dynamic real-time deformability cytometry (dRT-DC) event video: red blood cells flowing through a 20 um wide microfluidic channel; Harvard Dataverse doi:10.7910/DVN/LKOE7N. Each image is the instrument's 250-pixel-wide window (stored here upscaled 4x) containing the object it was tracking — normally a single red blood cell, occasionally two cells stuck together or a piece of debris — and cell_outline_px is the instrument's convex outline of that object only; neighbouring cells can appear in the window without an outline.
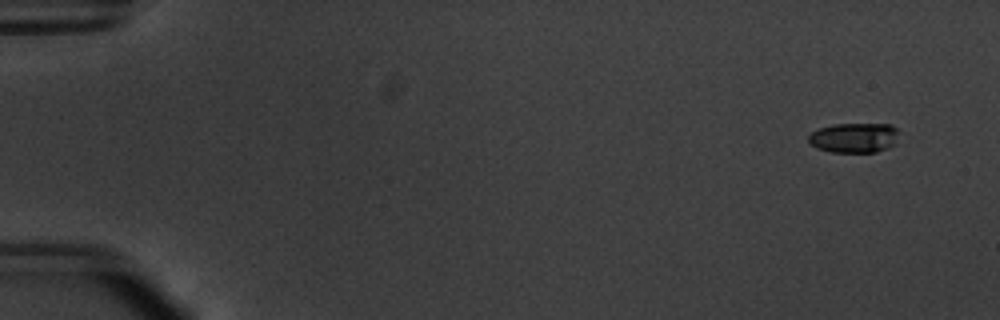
{"species": "common noctule bat (a hibernating species)", "species_latin": "Nyctalus noctula", "temperature_condition": "warm", "stored_images_in_passage": 55, "camera_frame_rate_fps": 3000, "um_per_image_px": 0.085, "animal": {"sex": "male", "body_mass_g": 20.1, "forearm_length_mm": 53.5}, "frame": {"image": 1, "passage_image": 4, "time_ms": 1.0, "image_size_px": [1000, 320], "cell_outline_px": [[896, 144], [888, 148], [876, 152], [832, 152], [816, 148], [808, 140], [808, 136], [816, 128], [832, 124], [892, 124], [896, 128]], "centroid_in_image_um": [72.58, 11.7], "position_along_channel_um": 12.4, "area_um2": 15.84}}
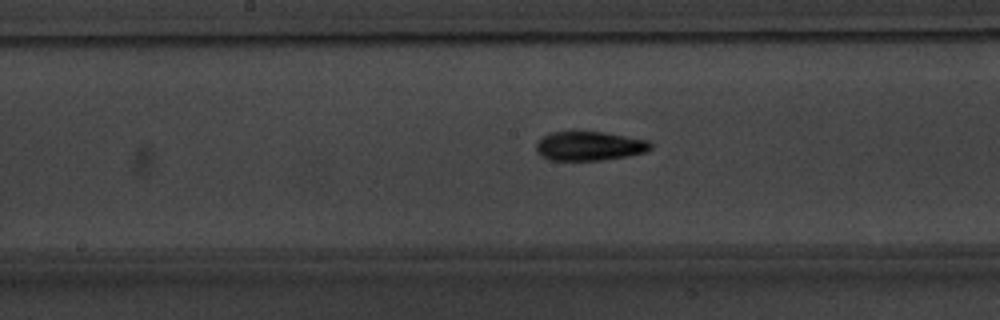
{"frame": {"image": 2, "passage_image": 30, "time_ms": 9.667, "image_size_px": [1000, 320], "cell_outline_px": [[652, 148], [644, 152], [628, 156], [604, 160], [548, 160], [540, 156], [536, 152], [536, 140], [552, 132], [572, 128], [604, 132], [648, 140], [652, 144]], "centroid_in_image_um": [50.03, 12.37], "position_along_channel_um": 198.2, "area_um2": 20.29}}
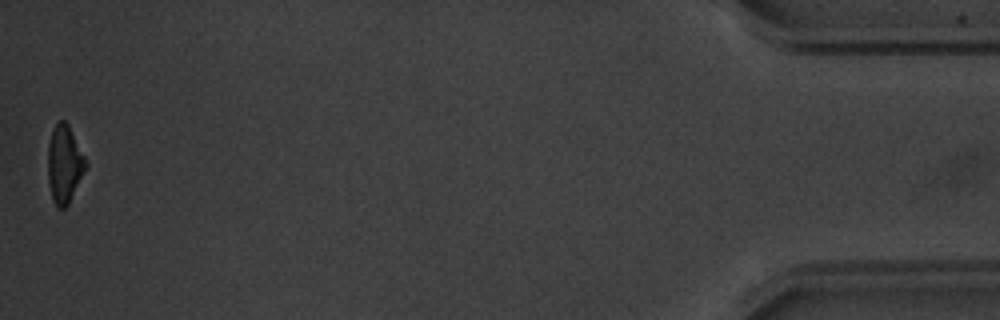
{"frame": {"image": 3, "passage_image": 55, "time_ms": 18.0, "image_size_px": [1000, 320], "cell_outline_px": [[88, 164], [68, 204], [64, 208], [56, 208], [52, 200], [48, 180], [48, 144], [52, 132], [56, 124], [60, 120], [64, 120], [68, 124]], "centroid_in_image_um": [5.46, 13.98], "position_along_channel_um": 429.7, "area_um2": 16.94}, "authors_computed_cell_mechanics": {"area_um2": 17.9758, "velocity_mm_per_s": 3.808, "shape_relaxation_time_tau1_ms": 2.2139, "shape_relaxation_time_tau2_ms": 5.9076, "deformation_change_tau1": 0.1696, "deformation_change_tau2": 0.1579}}